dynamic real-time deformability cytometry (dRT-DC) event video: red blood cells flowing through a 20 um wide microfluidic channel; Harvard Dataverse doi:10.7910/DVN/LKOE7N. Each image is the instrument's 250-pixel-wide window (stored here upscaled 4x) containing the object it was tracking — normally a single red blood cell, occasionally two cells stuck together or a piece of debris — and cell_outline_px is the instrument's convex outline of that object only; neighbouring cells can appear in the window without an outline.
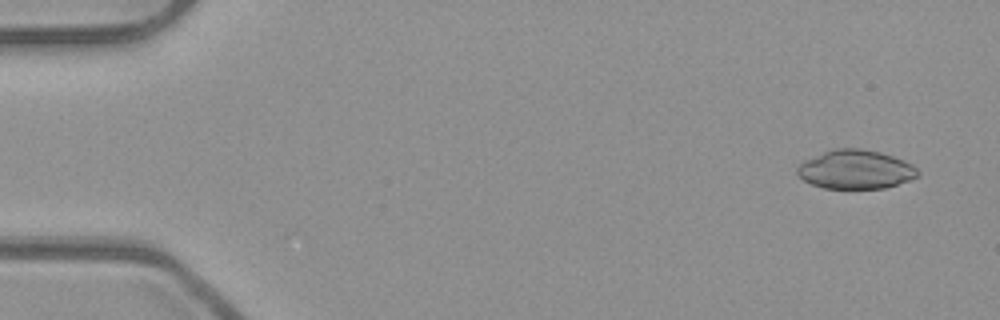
{"species": "common noctule bat (a hibernating species)", "species_latin": "Nyctalus noctula", "temperature_condition": "room temperature", "stored_images_in_passage": 11, "camera_frame_rate_fps": 3000, "um_per_image_px": 0.085, "animal": {"sex": "male", "body_mass_g": 23.1, "forearm_length_mm": 52.7}, "frame": {"image": 1, "passage_image": 2, "time_ms": 0.333, "image_size_px": [1000, 320], "cell_outline_px": [[920, 176], [912, 180], [884, 188], [824, 188], [812, 184], [804, 180], [796, 172], [796, 168], [804, 160], [824, 152], [836, 148], [860, 148], [880, 152], [904, 160], [912, 164], [920, 172]], "centroid_in_image_um": [72.76, 14.4], "position_along_channel_um": 12.2, "area_um2": 27.34}}